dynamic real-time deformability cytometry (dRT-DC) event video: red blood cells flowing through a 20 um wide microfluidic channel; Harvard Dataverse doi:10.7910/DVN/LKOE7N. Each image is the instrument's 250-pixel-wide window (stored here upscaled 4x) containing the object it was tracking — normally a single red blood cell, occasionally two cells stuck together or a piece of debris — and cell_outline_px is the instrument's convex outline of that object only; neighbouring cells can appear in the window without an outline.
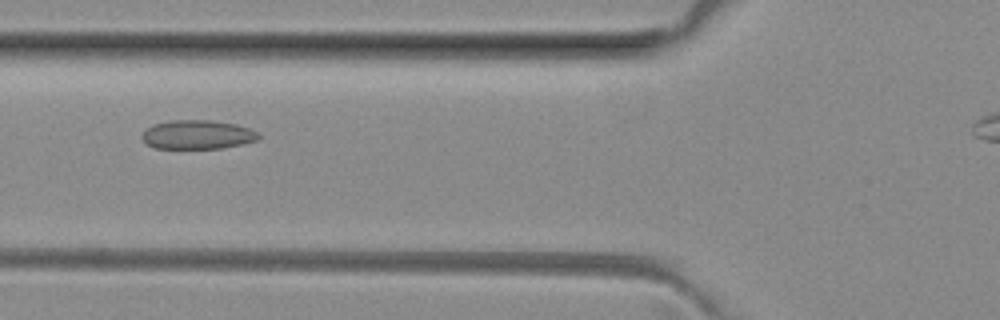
{"species": "common noctule bat (a hibernating species)", "species_latin": "Nyctalus noctula", "temperature_condition": "room temperature", "stored_images_in_passage": 10, "camera_frame_rate_fps": 3000, "um_per_image_px": 0.085, "animal": {"sex": "female", "body_mass_g": 29.2, "forearm_length_mm": 56.3}, "frame": {"image": 1, "passage_image": 7, "time_ms": 2.0, "image_size_px": [1000, 320], "cell_outline_px": [[260, 136], [256, 140], [240, 144], [220, 148], [156, 148], [148, 144], [140, 136], [152, 124], [172, 120], [208, 120], [236, 124], [248, 128], [256, 132]], "centroid_in_image_um": [16.76, 11.43], "position_along_channel_um": 109.0, "area_um2": 19.36}}
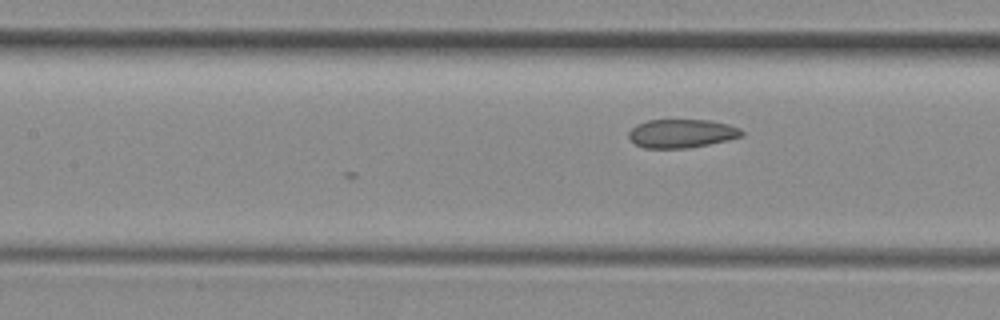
{"frame": {"image": 2, "passage_image": 10, "time_ms": 3.0, "image_size_px": [1000, 320], "cell_outline_px": [[744, 136], [728, 140], [688, 148], [644, 148], [636, 144], [628, 136], [628, 132], [636, 124], [648, 120], [708, 120], [728, 124], [740, 128], [744, 132]], "centroid_in_image_um": [57.95, 11.34], "position_along_channel_um": 149.4, "area_um2": 18.84}}